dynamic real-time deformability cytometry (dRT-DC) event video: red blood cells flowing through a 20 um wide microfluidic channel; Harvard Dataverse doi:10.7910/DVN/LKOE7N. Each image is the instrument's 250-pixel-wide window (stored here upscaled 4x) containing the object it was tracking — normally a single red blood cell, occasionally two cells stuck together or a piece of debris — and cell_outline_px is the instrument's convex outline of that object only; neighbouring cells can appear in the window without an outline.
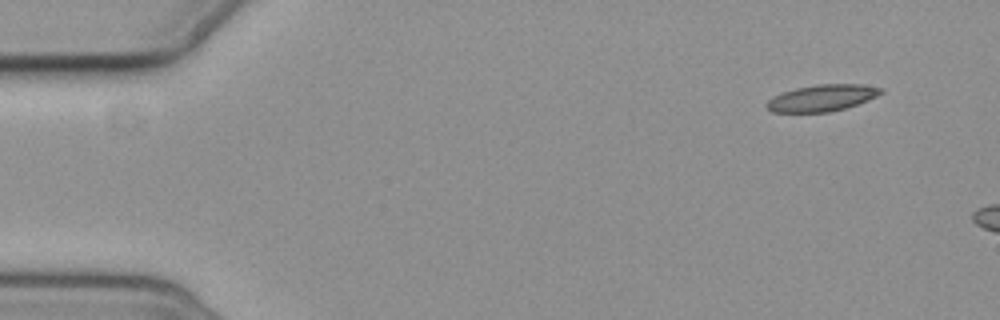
{"species": "common noctule bat (a hibernating species)", "species_latin": "Nyctalus noctula", "temperature_condition": "cold", "stored_images_in_passage": 6, "segment_of_instrument_passage": [2, 2], "camera_frame_rate_fps": 3000, "um_per_image_px": 0.085, "animal": {"sex": "female", "body_mass_g": 19.3, "forearm_length_mm": 54.1}, "frame": {"image": 1, "passage_image": 6, "time_ms": 6.667, "image_size_px": [1000, 320], "cell_outline_px": [[884, 92], [868, 100], [844, 108], [828, 112], [772, 112], [764, 104], [768, 100], [784, 92], [796, 88], [816, 84], [860, 84], [884, 88]], "centroid_in_image_um": [69.89, 8.32], "position_along_channel_um": 15.1, "area_um2": 17.51}}